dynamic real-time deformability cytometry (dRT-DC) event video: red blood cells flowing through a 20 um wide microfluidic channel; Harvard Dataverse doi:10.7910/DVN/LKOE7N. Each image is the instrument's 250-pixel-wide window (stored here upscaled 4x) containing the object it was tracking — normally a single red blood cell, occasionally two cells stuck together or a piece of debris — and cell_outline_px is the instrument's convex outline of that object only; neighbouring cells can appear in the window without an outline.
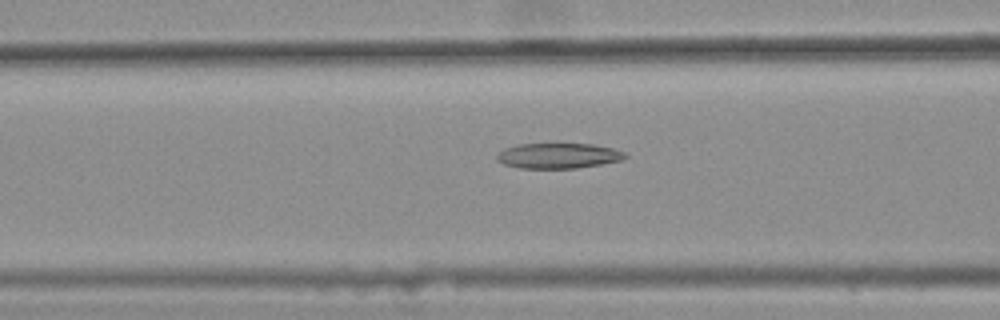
{"species": "common noctule bat (a hibernating species)", "species_latin": "Nyctalus noctula", "temperature_condition": "warm", "stored_images_in_passage": 50, "camera_frame_rate_fps": 3000, "um_per_image_px": 0.085, "animal": {"sex": "female", "body_mass_g": 25.1}, "frame": {"image": 1, "passage_image": 22, "time_ms": 7.0, "image_size_px": [1000, 320], "cell_outline_px": [[628, 156], [624, 160], [576, 168], [520, 168], [504, 164], [496, 160], [496, 156], [504, 148], [516, 144], [592, 144], [612, 148], [624, 152]], "centroid_in_image_um": [47.45, 13.24], "position_along_channel_um": 119.1, "area_um2": 18.9}}
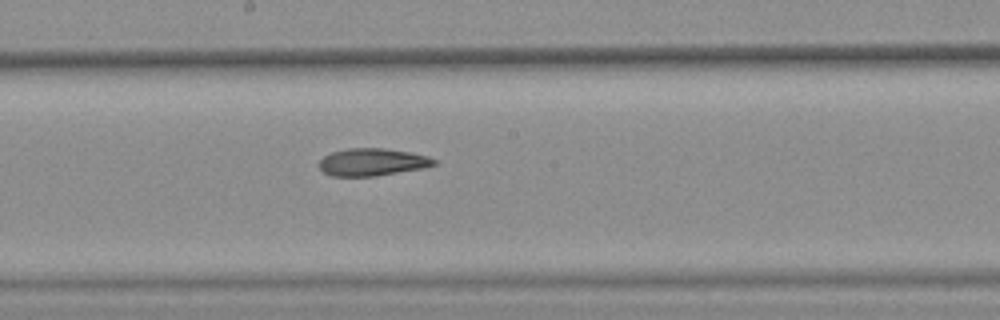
{"frame": {"image": 2, "passage_image": 30, "time_ms": 9.667, "image_size_px": [1000, 320], "cell_outline_px": [[436, 164], [424, 168], [376, 176], [332, 176], [324, 172], [316, 164], [324, 156], [332, 152], [348, 148], [384, 148], [408, 152], [428, 156], [436, 160]], "centroid_in_image_um": [31.62, 13.78], "position_along_channel_um": 216.6, "area_um2": 18.38}}
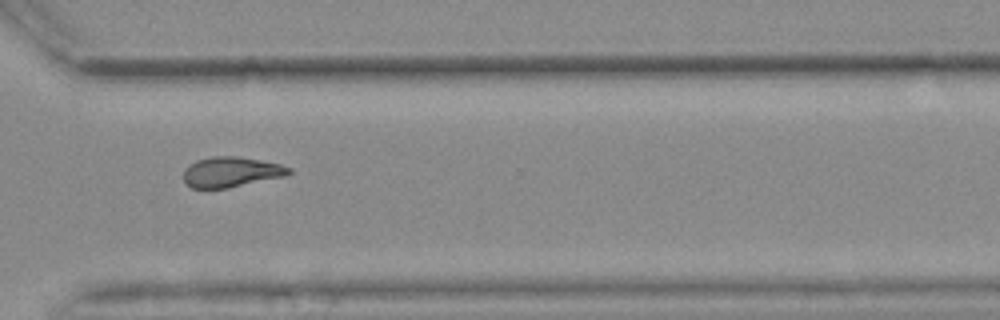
{"frame": {"image": 3, "passage_image": 41, "time_ms": 13.333, "image_size_px": [1000, 320], "cell_outline_px": [[292, 172], [284, 176], [228, 188], [192, 188], [184, 180], [184, 168], [196, 160], [212, 156], [236, 156], [280, 164], [292, 168]], "centroid_in_image_um": [19.63, 14.61], "position_along_channel_um": 351.0, "area_um2": 18.44}, "authors_computed_cell_mechanics": {"area_um2": 19.1607, "velocity_mm_per_s": 3.6562, "shape_relaxation_time_tau1_ms": null, "shape_relaxation_time_tau2_ms": 4.68, "deformation_change_tau1": null, "deformation_change_tau2": 0.1317}}